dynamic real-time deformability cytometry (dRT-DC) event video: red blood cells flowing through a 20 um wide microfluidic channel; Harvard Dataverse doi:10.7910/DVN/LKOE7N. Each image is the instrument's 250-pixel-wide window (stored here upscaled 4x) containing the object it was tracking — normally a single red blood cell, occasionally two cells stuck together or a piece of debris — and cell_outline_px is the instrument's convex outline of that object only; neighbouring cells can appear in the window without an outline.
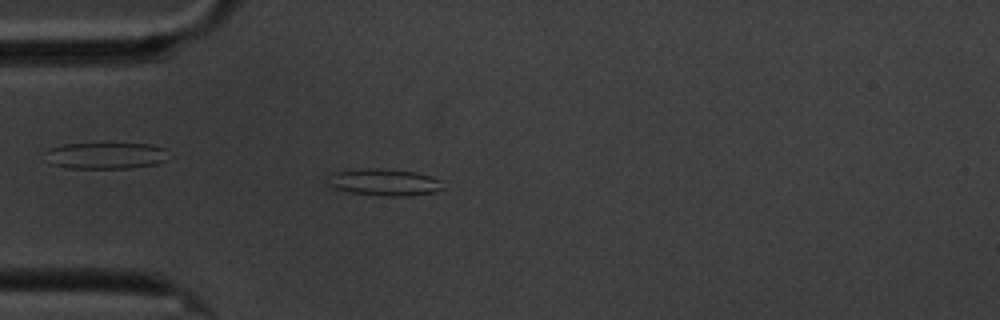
{"species": "common noctule bat (a hibernating species)", "species_latin": "Nyctalus noctula", "temperature_condition": "cold", "stored_images_in_passage": 4, "camera_frame_rate_fps": 3000, "um_per_image_px": 0.085, "animal": {"sex": "male", "body_mass_g": 20.1, "forearm_length_mm": 53.5}, "frame": {"image": 1, "passage_image": 3, "time_ms": 2.333, "image_size_px": [1000, 320], "cell_outline_px": [[444, 188], [436, 192], [408, 196], [388, 196], [352, 192], [336, 188], [324, 184], [328, 176], [332, 172], [368, 168], [376, 168], [416, 172], [432, 176], [444, 180]], "centroid_in_image_um": [32.7, 15.48], "position_along_channel_um": 52.3, "area_um2": 18.26}}